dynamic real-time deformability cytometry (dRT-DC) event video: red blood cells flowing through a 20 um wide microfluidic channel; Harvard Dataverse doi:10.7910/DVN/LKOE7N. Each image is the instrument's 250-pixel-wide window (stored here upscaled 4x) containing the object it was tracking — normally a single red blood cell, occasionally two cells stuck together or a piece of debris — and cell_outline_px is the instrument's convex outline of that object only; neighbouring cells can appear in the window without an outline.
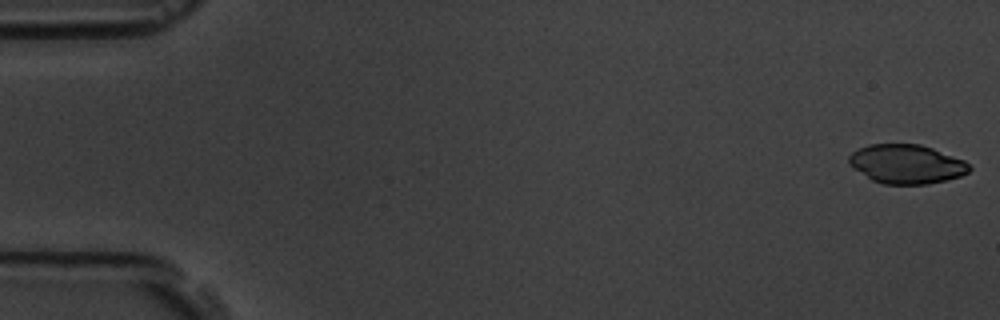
{"species": "common noctule bat (a hibernating species)", "species_latin": "Nyctalus noctula", "temperature_condition": "room temperature", "stored_images_in_passage": 6, "camera_frame_rate_fps": 3000, "um_per_image_px": 0.085, "animal": {"sex": "male", "body_mass_g": 19.5, "forearm_length_mm": 54.6}, "frame": {"image": 1, "passage_image": 1, "time_ms": 0.0, "image_size_px": [1000, 320], "cell_outline_px": [[972, 168], [968, 172], [960, 176], [928, 184], [884, 184], [872, 180], [848, 164], [848, 156], [852, 152], [868, 144], [920, 144], [932, 148], [964, 160]], "centroid_in_image_um": [77.04, 13.94], "position_along_channel_um": 8.0, "area_um2": 27.28}}